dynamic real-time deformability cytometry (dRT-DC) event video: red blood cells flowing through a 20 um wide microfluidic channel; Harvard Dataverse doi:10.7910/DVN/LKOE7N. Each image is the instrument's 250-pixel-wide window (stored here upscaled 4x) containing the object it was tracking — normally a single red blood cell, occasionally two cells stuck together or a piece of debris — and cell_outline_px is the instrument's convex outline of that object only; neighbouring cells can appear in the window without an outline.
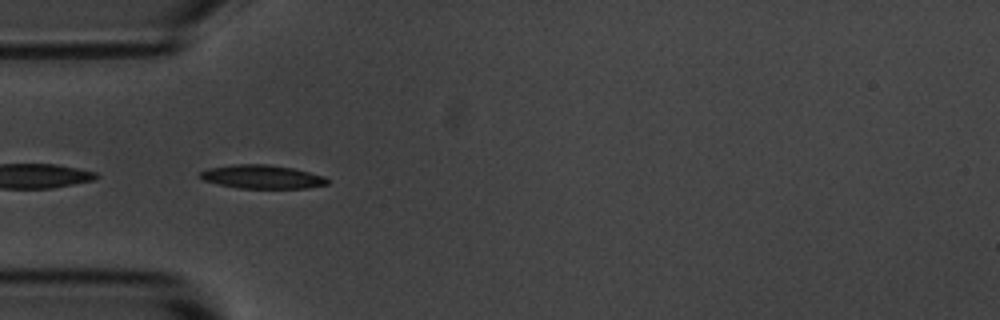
{"species": "common noctule bat (a hibernating species)", "species_latin": "Nyctalus noctula", "temperature_condition": "room temperature", "stored_images_in_passage": 4, "camera_frame_rate_fps": 3000, "um_per_image_px": 0.085, "animal": {"sex": "male", "body_mass_g": 20.1, "forearm_length_mm": 53.5}, "frame": {"image": 1, "passage_image": 2, "time_ms": 1.0, "image_size_px": [1000, 320], "cell_outline_px": [[328, 184], [308, 188], [240, 188], [216, 184], [204, 180], [200, 176], [200, 172], [208, 168], [236, 164], [268, 164], [292, 168], [324, 176], [328, 180]], "centroid_in_image_um": [22.27, 15.03], "position_along_channel_um": 62.7, "area_um2": 17.4}}
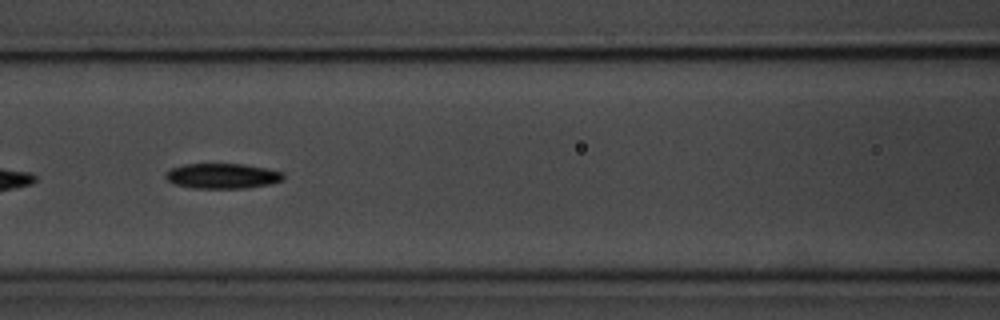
{"frame": {"image": 2, "passage_image": 4, "time_ms": 3.333, "image_size_px": [1000, 320], "cell_outline_px": [[284, 176], [280, 180], [268, 184], [248, 188], [192, 188], [176, 184], [168, 180], [164, 176], [172, 168], [184, 164], [244, 164], [284, 172]], "centroid_in_image_um": [18.9, 14.95], "position_along_channel_um": 147.7, "area_um2": 17.05}}